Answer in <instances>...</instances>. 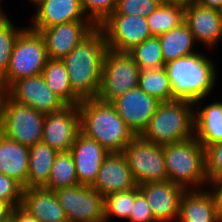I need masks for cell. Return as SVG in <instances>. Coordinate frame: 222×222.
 <instances>
[{"mask_svg":"<svg viewBox=\"0 0 222 222\" xmlns=\"http://www.w3.org/2000/svg\"><path fill=\"white\" fill-rule=\"evenodd\" d=\"M107 50L104 33L96 27L62 59L72 90L81 100L97 98Z\"/></svg>","mask_w":222,"mask_h":222,"instance_id":"obj_1","label":"cell"},{"mask_svg":"<svg viewBox=\"0 0 222 222\" xmlns=\"http://www.w3.org/2000/svg\"><path fill=\"white\" fill-rule=\"evenodd\" d=\"M78 107L80 132L97 141L109 153H123L136 137L112 103L92 98L82 100Z\"/></svg>","mask_w":222,"mask_h":222,"instance_id":"obj_2","label":"cell"},{"mask_svg":"<svg viewBox=\"0 0 222 222\" xmlns=\"http://www.w3.org/2000/svg\"><path fill=\"white\" fill-rule=\"evenodd\" d=\"M216 65L202 53H193L165 64L171 82L173 100L195 103L208 97L216 86Z\"/></svg>","mask_w":222,"mask_h":222,"instance_id":"obj_3","label":"cell"},{"mask_svg":"<svg viewBox=\"0 0 222 222\" xmlns=\"http://www.w3.org/2000/svg\"><path fill=\"white\" fill-rule=\"evenodd\" d=\"M140 136L165 146L194 137V103L185 100L160 102Z\"/></svg>","mask_w":222,"mask_h":222,"instance_id":"obj_4","label":"cell"},{"mask_svg":"<svg viewBox=\"0 0 222 222\" xmlns=\"http://www.w3.org/2000/svg\"><path fill=\"white\" fill-rule=\"evenodd\" d=\"M164 157L170 182L185 190H199L204 184L209 187L204 147L194 137L165 145Z\"/></svg>","mask_w":222,"mask_h":222,"instance_id":"obj_5","label":"cell"},{"mask_svg":"<svg viewBox=\"0 0 222 222\" xmlns=\"http://www.w3.org/2000/svg\"><path fill=\"white\" fill-rule=\"evenodd\" d=\"M48 59L43 36L25 27L15 41L9 66L3 74L7 88L21 78L42 74Z\"/></svg>","mask_w":222,"mask_h":222,"instance_id":"obj_6","label":"cell"},{"mask_svg":"<svg viewBox=\"0 0 222 222\" xmlns=\"http://www.w3.org/2000/svg\"><path fill=\"white\" fill-rule=\"evenodd\" d=\"M140 68L128 53L107 50L103 60L101 87L97 98L112 103L138 87Z\"/></svg>","mask_w":222,"mask_h":222,"instance_id":"obj_7","label":"cell"},{"mask_svg":"<svg viewBox=\"0 0 222 222\" xmlns=\"http://www.w3.org/2000/svg\"><path fill=\"white\" fill-rule=\"evenodd\" d=\"M123 154L137 186L168 180L164 146L144 140L139 135L125 147Z\"/></svg>","mask_w":222,"mask_h":222,"instance_id":"obj_8","label":"cell"},{"mask_svg":"<svg viewBox=\"0 0 222 222\" xmlns=\"http://www.w3.org/2000/svg\"><path fill=\"white\" fill-rule=\"evenodd\" d=\"M45 113L6 98L0 132L7 138L31 147L43 139Z\"/></svg>","mask_w":222,"mask_h":222,"instance_id":"obj_9","label":"cell"},{"mask_svg":"<svg viewBox=\"0 0 222 222\" xmlns=\"http://www.w3.org/2000/svg\"><path fill=\"white\" fill-rule=\"evenodd\" d=\"M54 193L68 222H105L104 197L91 186H71Z\"/></svg>","mask_w":222,"mask_h":222,"instance_id":"obj_10","label":"cell"},{"mask_svg":"<svg viewBox=\"0 0 222 222\" xmlns=\"http://www.w3.org/2000/svg\"><path fill=\"white\" fill-rule=\"evenodd\" d=\"M104 33L109 50L128 53L141 42L152 37L146 17L111 14L98 26Z\"/></svg>","mask_w":222,"mask_h":222,"instance_id":"obj_11","label":"cell"},{"mask_svg":"<svg viewBox=\"0 0 222 222\" xmlns=\"http://www.w3.org/2000/svg\"><path fill=\"white\" fill-rule=\"evenodd\" d=\"M80 132L78 105H66L45 115L42 141L57 152L70 151Z\"/></svg>","mask_w":222,"mask_h":222,"instance_id":"obj_12","label":"cell"},{"mask_svg":"<svg viewBox=\"0 0 222 222\" xmlns=\"http://www.w3.org/2000/svg\"><path fill=\"white\" fill-rule=\"evenodd\" d=\"M8 96L17 103L45 114L59 111L66 106L47 86L42 74L15 81L8 88Z\"/></svg>","mask_w":222,"mask_h":222,"instance_id":"obj_13","label":"cell"},{"mask_svg":"<svg viewBox=\"0 0 222 222\" xmlns=\"http://www.w3.org/2000/svg\"><path fill=\"white\" fill-rule=\"evenodd\" d=\"M160 102L136 87L115 99L112 104L126 125L139 136L148 126Z\"/></svg>","mask_w":222,"mask_h":222,"instance_id":"obj_14","label":"cell"},{"mask_svg":"<svg viewBox=\"0 0 222 222\" xmlns=\"http://www.w3.org/2000/svg\"><path fill=\"white\" fill-rule=\"evenodd\" d=\"M151 208L156 222L178 221L180 201L186 191L169 180L139 185Z\"/></svg>","mask_w":222,"mask_h":222,"instance_id":"obj_15","label":"cell"},{"mask_svg":"<svg viewBox=\"0 0 222 222\" xmlns=\"http://www.w3.org/2000/svg\"><path fill=\"white\" fill-rule=\"evenodd\" d=\"M95 28L91 21H74L41 30L48 58L62 60Z\"/></svg>","mask_w":222,"mask_h":222,"instance_id":"obj_16","label":"cell"},{"mask_svg":"<svg viewBox=\"0 0 222 222\" xmlns=\"http://www.w3.org/2000/svg\"><path fill=\"white\" fill-rule=\"evenodd\" d=\"M35 6L32 25L28 27L36 32L62 23L90 21L80 0H39Z\"/></svg>","mask_w":222,"mask_h":222,"instance_id":"obj_17","label":"cell"},{"mask_svg":"<svg viewBox=\"0 0 222 222\" xmlns=\"http://www.w3.org/2000/svg\"><path fill=\"white\" fill-rule=\"evenodd\" d=\"M79 185L91 186L100 166L110 154L97 141L79 132L70 148Z\"/></svg>","mask_w":222,"mask_h":222,"instance_id":"obj_18","label":"cell"},{"mask_svg":"<svg viewBox=\"0 0 222 222\" xmlns=\"http://www.w3.org/2000/svg\"><path fill=\"white\" fill-rule=\"evenodd\" d=\"M131 170L123 153H110L100 166L93 189L103 197L136 187Z\"/></svg>","mask_w":222,"mask_h":222,"instance_id":"obj_19","label":"cell"},{"mask_svg":"<svg viewBox=\"0 0 222 222\" xmlns=\"http://www.w3.org/2000/svg\"><path fill=\"white\" fill-rule=\"evenodd\" d=\"M184 22L193 34L195 42L205 46H216L222 39V13L192 3L185 9Z\"/></svg>","mask_w":222,"mask_h":222,"instance_id":"obj_20","label":"cell"},{"mask_svg":"<svg viewBox=\"0 0 222 222\" xmlns=\"http://www.w3.org/2000/svg\"><path fill=\"white\" fill-rule=\"evenodd\" d=\"M186 190L180 201L177 222H220L214 191Z\"/></svg>","mask_w":222,"mask_h":222,"instance_id":"obj_21","label":"cell"},{"mask_svg":"<svg viewBox=\"0 0 222 222\" xmlns=\"http://www.w3.org/2000/svg\"><path fill=\"white\" fill-rule=\"evenodd\" d=\"M203 100L204 98L194 103V138L205 149L222 143V102H211L200 110Z\"/></svg>","mask_w":222,"mask_h":222,"instance_id":"obj_22","label":"cell"},{"mask_svg":"<svg viewBox=\"0 0 222 222\" xmlns=\"http://www.w3.org/2000/svg\"><path fill=\"white\" fill-rule=\"evenodd\" d=\"M21 207L40 222L68 221L54 191L44 187L24 189Z\"/></svg>","mask_w":222,"mask_h":222,"instance_id":"obj_23","label":"cell"},{"mask_svg":"<svg viewBox=\"0 0 222 222\" xmlns=\"http://www.w3.org/2000/svg\"><path fill=\"white\" fill-rule=\"evenodd\" d=\"M29 147L7 138L0 132V173L27 188Z\"/></svg>","mask_w":222,"mask_h":222,"instance_id":"obj_24","label":"cell"},{"mask_svg":"<svg viewBox=\"0 0 222 222\" xmlns=\"http://www.w3.org/2000/svg\"><path fill=\"white\" fill-rule=\"evenodd\" d=\"M57 153L43 141L29 147L27 188L43 187L48 182Z\"/></svg>","mask_w":222,"mask_h":222,"instance_id":"obj_25","label":"cell"},{"mask_svg":"<svg viewBox=\"0 0 222 222\" xmlns=\"http://www.w3.org/2000/svg\"><path fill=\"white\" fill-rule=\"evenodd\" d=\"M158 37L161 42L162 55L165 64L180 57L198 52L193 50L196 42L185 22Z\"/></svg>","mask_w":222,"mask_h":222,"instance_id":"obj_26","label":"cell"},{"mask_svg":"<svg viewBox=\"0 0 222 222\" xmlns=\"http://www.w3.org/2000/svg\"><path fill=\"white\" fill-rule=\"evenodd\" d=\"M42 75L47 86L66 105H78L82 101L72 90L68 72L62 60L48 59Z\"/></svg>","mask_w":222,"mask_h":222,"instance_id":"obj_27","label":"cell"},{"mask_svg":"<svg viewBox=\"0 0 222 222\" xmlns=\"http://www.w3.org/2000/svg\"><path fill=\"white\" fill-rule=\"evenodd\" d=\"M79 185L75 163L70 151L58 152L52 165L51 174L44 188L56 191Z\"/></svg>","mask_w":222,"mask_h":222,"instance_id":"obj_28","label":"cell"},{"mask_svg":"<svg viewBox=\"0 0 222 222\" xmlns=\"http://www.w3.org/2000/svg\"><path fill=\"white\" fill-rule=\"evenodd\" d=\"M138 87L161 102L173 100L171 82L165 67L141 70Z\"/></svg>","mask_w":222,"mask_h":222,"instance_id":"obj_29","label":"cell"},{"mask_svg":"<svg viewBox=\"0 0 222 222\" xmlns=\"http://www.w3.org/2000/svg\"><path fill=\"white\" fill-rule=\"evenodd\" d=\"M185 9L180 6L160 4V6L146 17L152 36H160L176 28L184 22Z\"/></svg>","mask_w":222,"mask_h":222,"instance_id":"obj_30","label":"cell"},{"mask_svg":"<svg viewBox=\"0 0 222 222\" xmlns=\"http://www.w3.org/2000/svg\"><path fill=\"white\" fill-rule=\"evenodd\" d=\"M128 54L140 70L158 69L165 66L159 37L152 36L134 47Z\"/></svg>","mask_w":222,"mask_h":222,"instance_id":"obj_31","label":"cell"},{"mask_svg":"<svg viewBox=\"0 0 222 222\" xmlns=\"http://www.w3.org/2000/svg\"><path fill=\"white\" fill-rule=\"evenodd\" d=\"M136 197V187L133 189L111 193L104 197L105 222L112 216L129 220ZM111 216V217H110Z\"/></svg>","mask_w":222,"mask_h":222,"instance_id":"obj_32","label":"cell"},{"mask_svg":"<svg viewBox=\"0 0 222 222\" xmlns=\"http://www.w3.org/2000/svg\"><path fill=\"white\" fill-rule=\"evenodd\" d=\"M24 29L15 27L8 16L0 21V72L2 74L9 66L15 41Z\"/></svg>","mask_w":222,"mask_h":222,"instance_id":"obj_33","label":"cell"},{"mask_svg":"<svg viewBox=\"0 0 222 222\" xmlns=\"http://www.w3.org/2000/svg\"><path fill=\"white\" fill-rule=\"evenodd\" d=\"M88 19L98 27L116 8L117 0H80Z\"/></svg>","mask_w":222,"mask_h":222,"instance_id":"obj_34","label":"cell"},{"mask_svg":"<svg viewBox=\"0 0 222 222\" xmlns=\"http://www.w3.org/2000/svg\"><path fill=\"white\" fill-rule=\"evenodd\" d=\"M161 4L160 0H117L115 11L112 14L151 15Z\"/></svg>","mask_w":222,"mask_h":222,"instance_id":"obj_35","label":"cell"},{"mask_svg":"<svg viewBox=\"0 0 222 222\" xmlns=\"http://www.w3.org/2000/svg\"><path fill=\"white\" fill-rule=\"evenodd\" d=\"M205 169L209 186L222 182V143L206 147Z\"/></svg>","mask_w":222,"mask_h":222,"instance_id":"obj_36","label":"cell"},{"mask_svg":"<svg viewBox=\"0 0 222 222\" xmlns=\"http://www.w3.org/2000/svg\"><path fill=\"white\" fill-rule=\"evenodd\" d=\"M24 187L16 180L0 173V200L9 202L14 208L21 206Z\"/></svg>","mask_w":222,"mask_h":222,"instance_id":"obj_37","label":"cell"},{"mask_svg":"<svg viewBox=\"0 0 222 222\" xmlns=\"http://www.w3.org/2000/svg\"><path fill=\"white\" fill-rule=\"evenodd\" d=\"M130 222H156L144 194L136 186V197L129 217Z\"/></svg>","mask_w":222,"mask_h":222,"instance_id":"obj_38","label":"cell"},{"mask_svg":"<svg viewBox=\"0 0 222 222\" xmlns=\"http://www.w3.org/2000/svg\"><path fill=\"white\" fill-rule=\"evenodd\" d=\"M11 219L14 222H40L37 218L29 214L21 206L13 208Z\"/></svg>","mask_w":222,"mask_h":222,"instance_id":"obj_39","label":"cell"},{"mask_svg":"<svg viewBox=\"0 0 222 222\" xmlns=\"http://www.w3.org/2000/svg\"><path fill=\"white\" fill-rule=\"evenodd\" d=\"M217 198L218 204V216L220 218V222H222V182L214 183L210 186Z\"/></svg>","mask_w":222,"mask_h":222,"instance_id":"obj_40","label":"cell"},{"mask_svg":"<svg viewBox=\"0 0 222 222\" xmlns=\"http://www.w3.org/2000/svg\"><path fill=\"white\" fill-rule=\"evenodd\" d=\"M13 208L9 202L0 200V222H5L11 218Z\"/></svg>","mask_w":222,"mask_h":222,"instance_id":"obj_41","label":"cell"},{"mask_svg":"<svg viewBox=\"0 0 222 222\" xmlns=\"http://www.w3.org/2000/svg\"><path fill=\"white\" fill-rule=\"evenodd\" d=\"M8 97V88L5 81H0V128L3 120V111L6 98Z\"/></svg>","mask_w":222,"mask_h":222,"instance_id":"obj_42","label":"cell"},{"mask_svg":"<svg viewBox=\"0 0 222 222\" xmlns=\"http://www.w3.org/2000/svg\"><path fill=\"white\" fill-rule=\"evenodd\" d=\"M194 3L203 7L214 8L220 11L222 9V0H194Z\"/></svg>","mask_w":222,"mask_h":222,"instance_id":"obj_43","label":"cell"},{"mask_svg":"<svg viewBox=\"0 0 222 222\" xmlns=\"http://www.w3.org/2000/svg\"><path fill=\"white\" fill-rule=\"evenodd\" d=\"M161 4L180 6L184 9L188 8L194 0H160Z\"/></svg>","mask_w":222,"mask_h":222,"instance_id":"obj_44","label":"cell"},{"mask_svg":"<svg viewBox=\"0 0 222 222\" xmlns=\"http://www.w3.org/2000/svg\"><path fill=\"white\" fill-rule=\"evenodd\" d=\"M1 7V6H0ZM2 8H0V21L8 14L4 13L3 10H1Z\"/></svg>","mask_w":222,"mask_h":222,"instance_id":"obj_45","label":"cell"},{"mask_svg":"<svg viewBox=\"0 0 222 222\" xmlns=\"http://www.w3.org/2000/svg\"><path fill=\"white\" fill-rule=\"evenodd\" d=\"M0 81H4V75L0 72Z\"/></svg>","mask_w":222,"mask_h":222,"instance_id":"obj_46","label":"cell"},{"mask_svg":"<svg viewBox=\"0 0 222 222\" xmlns=\"http://www.w3.org/2000/svg\"><path fill=\"white\" fill-rule=\"evenodd\" d=\"M30 2H32V4H36L39 0H29Z\"/></svg>","mask_w":222,"mask_h":222,"instance_id":"obj_47","label":"cell"},{"mask_svg":"<svg viewBox=\"0 0 222 222\" xmlns=\"http://www.w3.org/2000/svg\"><path fill=\"white\" fill-rule=\"evenodd\" d=\"M5 222H14V221L10 218L9 220H7Z\"/></svg>","mask_w":222,"mask_h":222,"instance_id":"obj_48","label":"cell"}]
</instances>
